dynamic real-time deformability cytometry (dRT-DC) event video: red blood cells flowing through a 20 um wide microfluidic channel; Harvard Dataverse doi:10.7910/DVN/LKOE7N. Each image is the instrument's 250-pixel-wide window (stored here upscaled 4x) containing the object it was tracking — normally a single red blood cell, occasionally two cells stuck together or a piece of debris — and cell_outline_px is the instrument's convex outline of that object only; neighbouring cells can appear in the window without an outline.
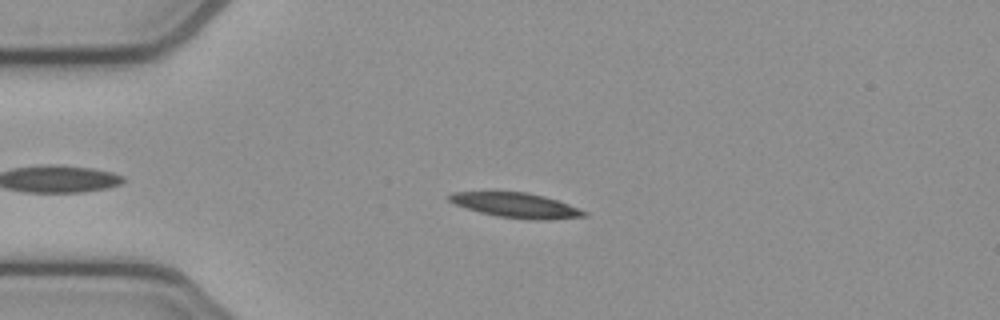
{"species": "common noctule bat (a hibernating species)", "species_latin": "Nyctalus noctula", "temperature_condition": "cold", "stored_images_in_passage": 46, "camera_frame_rate_fps": 3000, "um_per_image_px": 0.085, "animal": {"sex": "female", "body_mass_g": 21.9}, "frame": {"image": 1, "passage_image": 6, "time_ms": 1.667, "image_size_px": [1000, 320], "cell_outline_px": [[588, 216], [548, 220], [528, 220], [496, 216], [480, 212], [456, 204], [448, 200], [448, 196], [452, 192], [528, 192], [544, 196], [568, 204], [588, 212]], "centroid_in_image_um": [43.91, 17.46], "position_along_channel_um": 41.1, "area_um2": 19.48}}
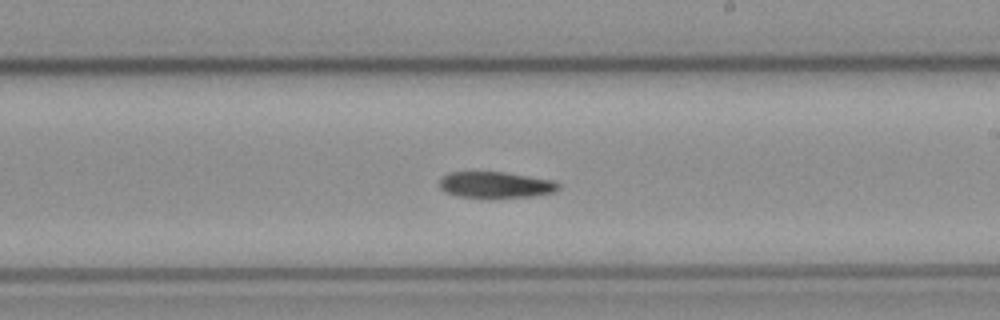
{"frame": {"image": 2, "passage_image": 24, "time_ms": 7.667, "image_size_px": [1000, 320], "cell_outline_px": [[560, 188], [552, 192], [532, 196], [456, 196], [444, 192], [440, 188], [440, 176], [448, 172], [504, 172], [556, 180], [560, 184]], "centroid_in_image_um": [42.11, 15.68], "position_along_channel_um": 246.9, "area_um2": 17.92}}
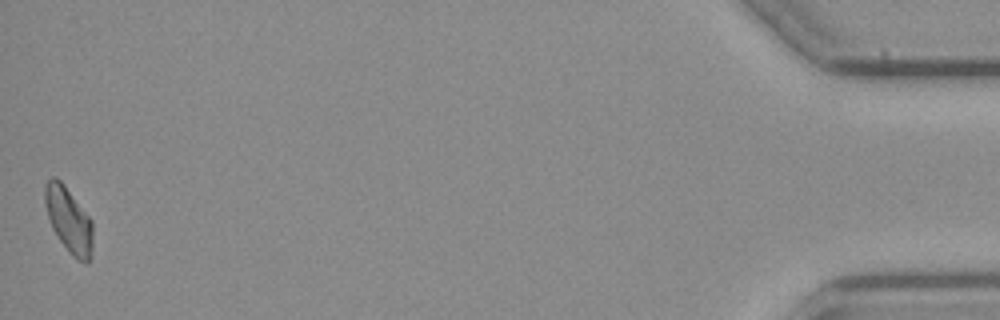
{"frame": {"image": 3, "passage_image": 46, "time_ms": 15.0, "image_size_px": [1000, 320], "cell_outline_px": [[92, 252], [88, 264], [76, 260], [68, 252], [52, 228], [48, 216], [44, 200], [44, 184], [52, 176], [56, 176], [64, 184], [92, 220]], "centroid_in_image_um": [5.84, 18.7], "position_along_channel_um": 429.4, "area_um2": 18.38}}